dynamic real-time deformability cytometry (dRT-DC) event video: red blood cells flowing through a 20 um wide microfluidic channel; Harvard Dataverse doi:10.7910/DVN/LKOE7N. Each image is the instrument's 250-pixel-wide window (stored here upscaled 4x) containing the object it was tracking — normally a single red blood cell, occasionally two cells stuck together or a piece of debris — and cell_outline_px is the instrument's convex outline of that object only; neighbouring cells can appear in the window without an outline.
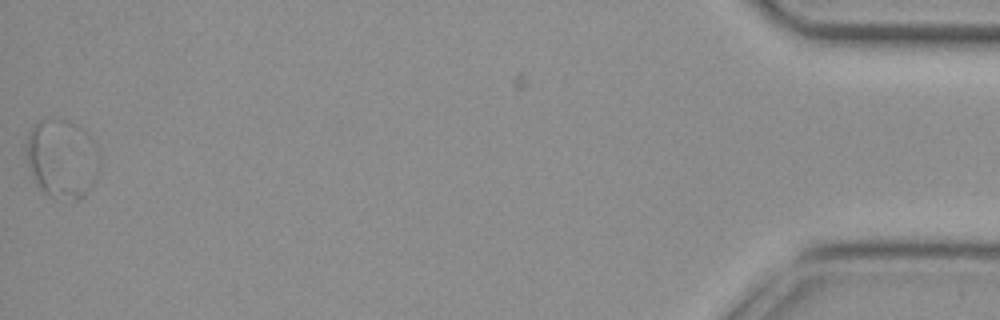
{"species": "common noctule bat (a hibernating species)", "species_latin": "Nyctalus noctula", "temperature_condition": "cold", "stored_images_in_passage": 52, "segment_of_instrument_passage": [2, 2], "camera_frame_rate_fps": 3000, "um_per_image_px": 0.085, "animal": {"sex": "female", "body_mass_g": 29.2, "forearm_length_mm": 56.3}, "frame": {"image": 1, "passage_image": 51, "time_ms": 16.667, "image_size_px": [1000, 320], "cell_outline_px": [[96, 172], [84, 196], [80, 200], [76, 200], [48, 196], [36, 184], [28, 164], [28, 136], [32, 128], [44, 116], [60, 116], [68, 120], [80, 128], [88, 136], [96, 168]], "centroid_in_image_um": [5.16, 13.45], "position_along_channel_um": 430.0, "area_um2": 32.25}}